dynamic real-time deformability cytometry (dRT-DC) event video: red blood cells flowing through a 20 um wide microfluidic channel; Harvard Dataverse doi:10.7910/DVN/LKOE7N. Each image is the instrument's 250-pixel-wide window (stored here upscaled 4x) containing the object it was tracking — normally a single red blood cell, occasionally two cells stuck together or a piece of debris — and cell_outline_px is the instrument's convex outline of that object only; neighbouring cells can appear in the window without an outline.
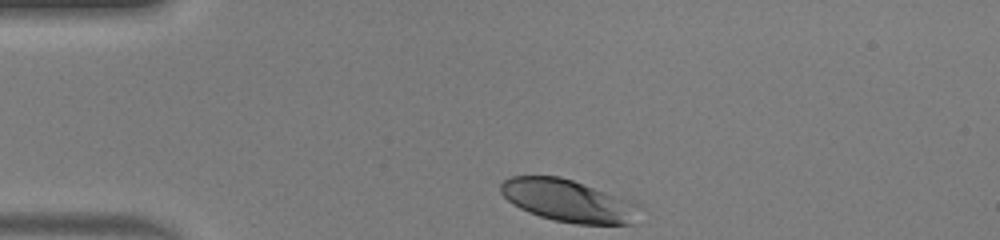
{"species": "human", "species_latin": "Homo sapiens", "temperature_condition": "warm", "stored_images_in_passage": 31, "camera_frame_rate_fps": 3000, "um_per_image_px": 0.085, "donor": {"sex": "male"}, "frame": {"image": 1, "passage_image": 1, "time_ms": 0.0, "image_size_px": [1000, 240], "cell_outline_px": [[632, 224], [576, 224], [552, 220], [528, 212], [512, 204], [500, 192], [500, 184], [504, 180], [512, 176], [560, 176], [572, 180], [612, 196], [620, 200], [624, 204]], "centroid_in_image_um": [47.93, 17.04], "position_along_channel_um": 37.1, "area_um2": 31.79}}
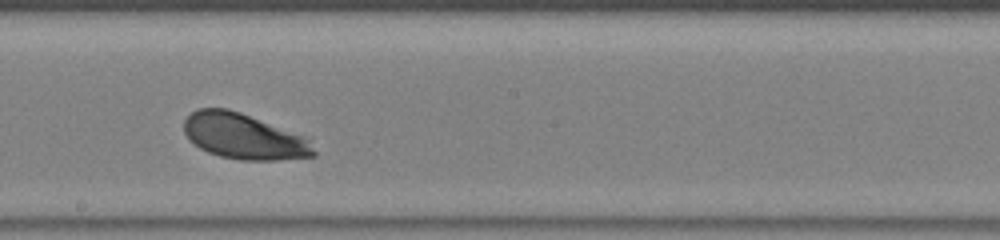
{"frame": {"image": 2, "passage_image": 18, "time_ms": 5.667, "image_size_px": [1000, 240], "cell_outline_px": [[316, 156], [276, 160], [240, 160], [220, 156], [208, 152], [200, 148], [188, 140], [184, 132], [184, 120], [196, 108], [228, 108], [240, 112], [304, 136], [308, 140], [316, 152]], "centroid_in_image_um": [20.69, 11.59], "position_along_channel_um": 227.5, "area_um2": 34.39}}
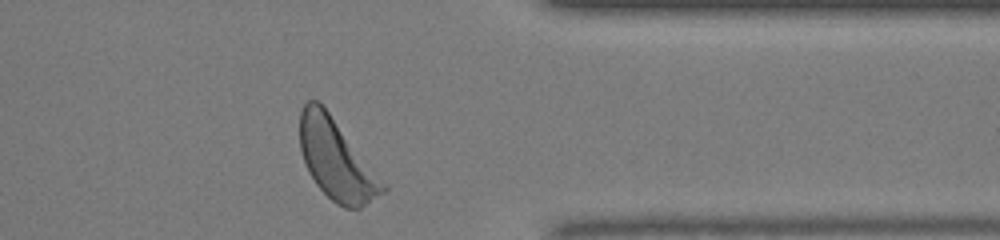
{"frame": {"image": 3, "passage_image": 30, "time_ms": 9.667, "image_size_px": [1000, 240], "cell_outline_px": [[388, 188], [384, 192], [360, 208], [344, 208], [336, 204], [316, 184], [300, 152], [300, 112], [304, 104], [308, 100], [316, 100], [328, 112], [388, 184]], "centroid_in_image_um": [28.62, 13.6], "position_along_channel_um": 382.8, "area_um2": 38.38}, "authors_computed_cell_mechanics": {"area_um2": 34.68, "velocity_mm_per_s": 4.1467, "shape_relaxation_time_tau1_ms": 1.5917, "shape_relaxation_time_tau2_ms": null, "deformation_change_tau1": 0.1381, "deformation_change_tau2": null}}